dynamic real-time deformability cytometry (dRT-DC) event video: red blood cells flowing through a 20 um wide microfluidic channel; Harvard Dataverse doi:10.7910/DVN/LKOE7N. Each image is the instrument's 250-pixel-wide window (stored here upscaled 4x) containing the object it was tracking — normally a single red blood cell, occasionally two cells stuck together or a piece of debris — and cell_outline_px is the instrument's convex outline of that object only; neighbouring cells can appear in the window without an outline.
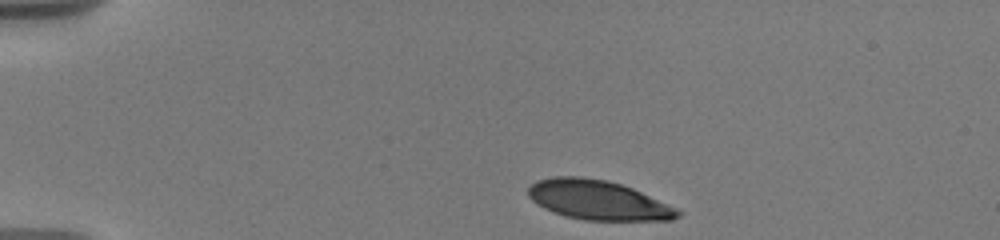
{"species": "human", "species_latin": "Homo sapiens", "temperature_condition": "warm", "stored_images_in_passage": 6, "camera_frame_rate_fps": 3000, "um_per_image_px": 0.085, "donor": {"sex": "male"}, "frame": {"image": 1, "passage_image": 1, "time_ms": 0.0, "image_size_px": [1000, 240], "cell_outline_px": [[684, 212], [680, 216], [672, 220], [584, 220], [564, 216], [544, 208], [536, 204], [528, 196], [528, 188], [536, 180], [552, 176], [580, 176], [608, 180], [632, 188], [676, 208]], "centroid_in_image_um": [50.81, 17.0], "position_along_channel_um": 34.2, "area_um2": 34.45}}
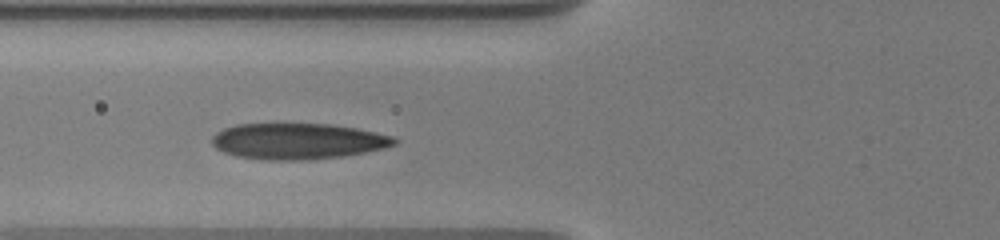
{"frame": {"image": 2, "passage_image": 5, "time_ms": 3.667, "image_size_px": [1000, 240], "cell_outline_px": [[400, 140], [396, 144], [384, 148], [344, 156], [308, 160], [260, 160], [236, 156], [224, 152], [216, 148], [212, 144], [212, 136], [216, 132], [224, 128], [236, 124], [332, 124], [356, 128], [396, 136]], "centroid_in_image_um": [25.33, 12.0], "position_along_channel_um": 100.5, "area_um2": 38.61}}